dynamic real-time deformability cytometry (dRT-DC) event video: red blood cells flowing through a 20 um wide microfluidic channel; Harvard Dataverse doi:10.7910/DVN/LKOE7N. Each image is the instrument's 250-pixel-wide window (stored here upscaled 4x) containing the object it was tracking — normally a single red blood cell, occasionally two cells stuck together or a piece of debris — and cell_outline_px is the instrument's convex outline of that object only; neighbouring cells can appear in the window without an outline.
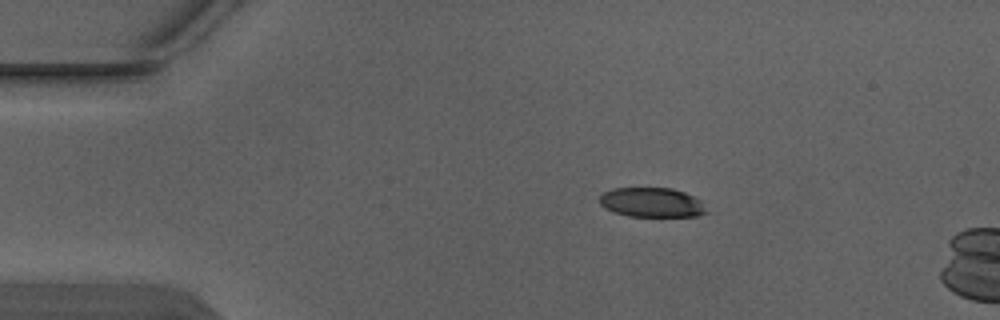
{"species": "Egyptian fruit bat (a non-hibernating species)", "species_latin": "Rousettus aegyptiacus", "temperature_condition": "warm", "stored_images_in_passage": 3, "camera_frame_rate_fps": 3000, "um_per_image_px": 0.085, "animal": {"sex": "male"}, "frame": {"image": 1, "passage_image": 2, "time_ms": 0.333, "image_size_px": [1000, 320], "cell_outline_px": [[708, 212], [696, 216], [628, 216], [604, 208], [600, 204], [600, 196], [604, 192], [612, 188], [672, 188], [684, 192], [700, 200]], "centroid_in_image_um": [55.39, 17.2], "position_along_channel_um": 29.6, "area_um2": 18.26}}